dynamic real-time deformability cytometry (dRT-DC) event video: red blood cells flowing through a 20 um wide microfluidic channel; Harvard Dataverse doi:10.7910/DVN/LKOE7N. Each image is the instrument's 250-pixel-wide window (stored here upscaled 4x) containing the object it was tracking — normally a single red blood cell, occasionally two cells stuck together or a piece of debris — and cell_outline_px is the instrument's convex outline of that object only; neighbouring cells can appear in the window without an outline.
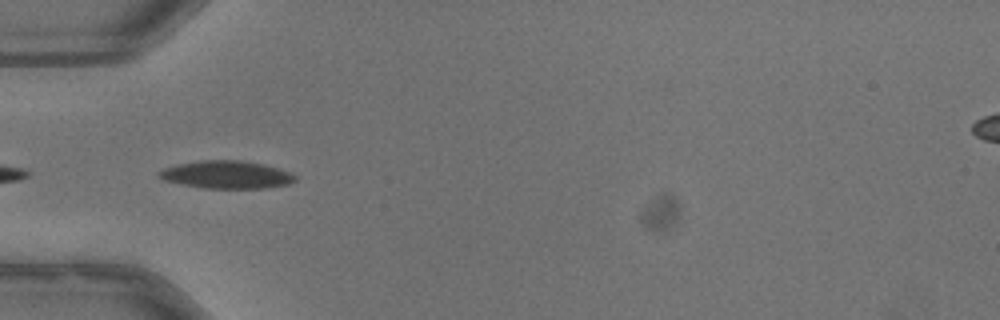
{"species": "common noctule bat (a hibernating species)", "species_latin": "Nyctalus noctula", "temperature_condition": "warm", "stored_images_in_passage": 12, "camera_frame_rate_fps": 3000, "um_per_image_px": 0.085, "animal": {"sex": "male", "body_mass_g": 13.3}, "frame": {"image": 1, "passage_image": 1, "time_ms": 0.0, "image_size_px": [1000, 320], "cell_outline_px": [[296, 180], [288, 184], [264, 188], [204, 188], [164, 180], [156, 176], [156, 172], [164, 168], [176, 164], [200, 160], [240, 160], [264, 164], [292, 172], [296, 176]], "centroid_in_image_um": [19.25, 14.83], "position_along_channel_um": 65.8, "area_um2": 22.08}}
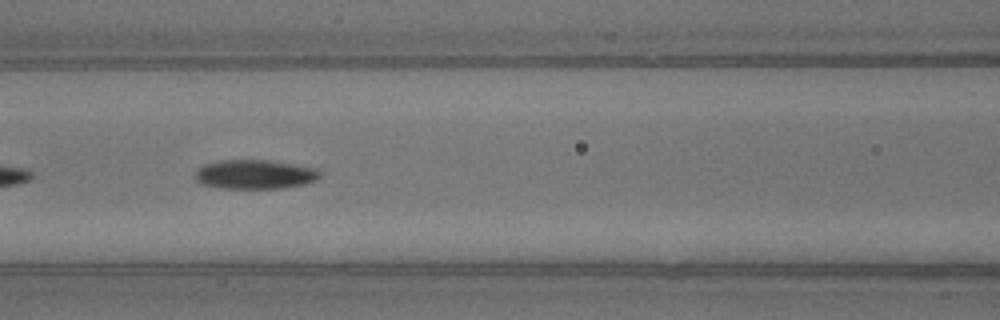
{"frame": {"image": 2, "passage_image": 7, "time_ms": 2.0, "image_size_px": [1000, 320], "cell_outline_px": [[320, 176], [316, 180], [304, 184], [280, 188], [220, 188], [200, 184], [196, 180], [196, 172], [204, 164], [220, 160], [268, 160], [316, 168], [320, 172]], "centroid_in_image_um": [21.65, 14.82], "position_along_channel_um": 145.0, "area_um2": 21.1}}
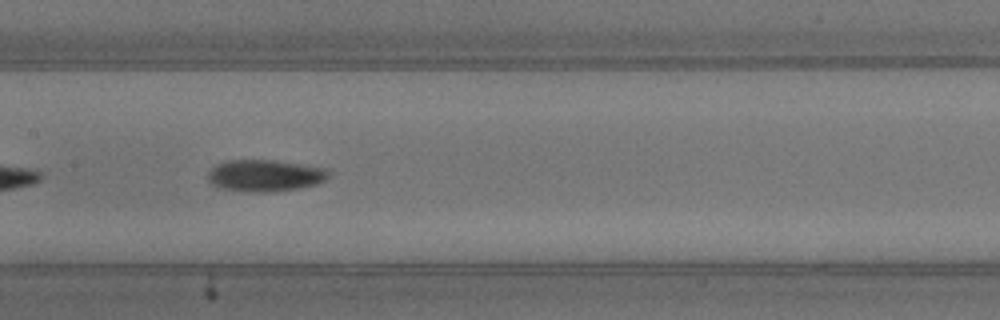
{"frame": {"image": 3, "passage_image": 10, "time_ms": 3.0, "image_size_px": [1000, 320], "cell_outline_px": [[332, 172], [324, 180], [316, 184], [296, 188], [264, 192], [252, 192], [220, 188], [212, 184], [208, 180], [208, 172], [216, 164], [224, 160], [272, 160], [328, 168]], "centroid_in_image_um": [22.51, 14.91], "position_along_channel_um": 184.9, "area_um2": 22.25}}